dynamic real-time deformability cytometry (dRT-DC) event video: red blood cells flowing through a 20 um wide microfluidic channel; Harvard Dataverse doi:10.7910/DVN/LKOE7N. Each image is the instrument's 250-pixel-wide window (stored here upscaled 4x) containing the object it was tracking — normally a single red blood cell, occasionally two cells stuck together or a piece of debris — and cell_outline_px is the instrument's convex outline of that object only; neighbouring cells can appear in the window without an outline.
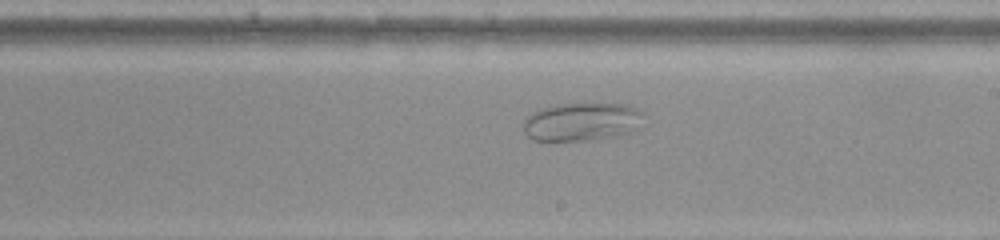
{"species": "common noctule bat (a hibernating species)", "species_latin": "Nyctalus noctula", "temperature_condition": "warm", "stored_images_in_passage": 43, "camera_frame_rate_fps": 3000, "um_per_image_px": 0.085, "animal": {"sex": "female", "body_mass_g": 22.0, "forearm_length_mm": 56.7}, "frame": {"image": 1, "passage_image": 21, "time_ms": 6.667, "image_size_px": [1000, 240], "cell_outline_px": [[640, 112], [636, 128], [620, 136], [584, 140], [532, 140], [524, 132], [524, 120], [532, 112], [540, 108], [560, 104], [628, 104], [636, 108]], "centroid_in_image_um": [49.38, 10.35], "position_along_channel_um": 239.6, "area_um2": 26.3}}
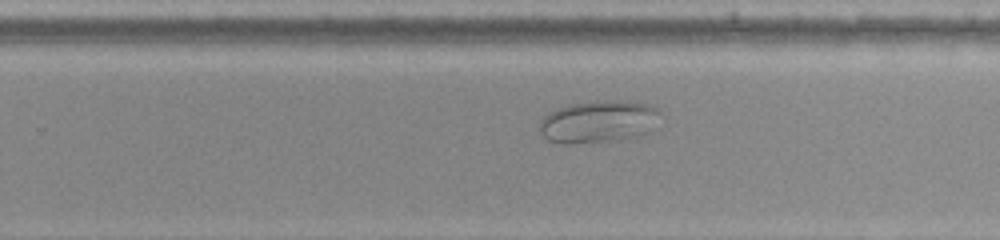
{"frame": {"image": 2, "passage_image": 24, "time_ms": 7.667, "image_size_px": [1000, 240], "cell_outline_px": [[660, 112], [644, 132], [636, 136], [616, 140], [568, 144], [564, 144], [548, 140], [540, 132], [540, 120], [548, 112], [556, 108], [568, 104], [608, 100], [648, 104], [656, 108]], "centroid_in_image_um": [50.74, 10.34], "position_along_channel_um": 279.1, "area_um2": 28.96}}
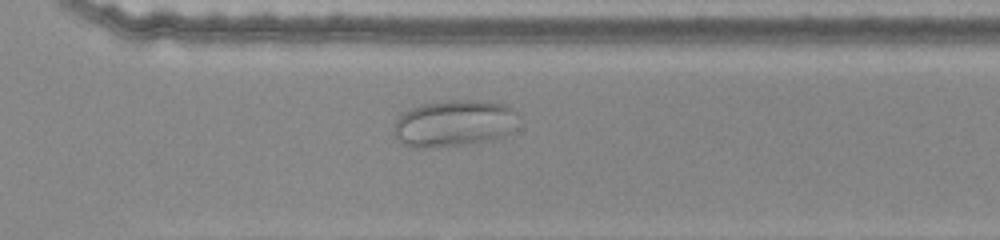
{"frame": {"image": 3, "passage_image": 28, "time_ms": 9.0, "image_size_px": [1000, 240], "cell_outline_px": [[516, 112], [512, 132], [504, 136], [464, 144], [436, 148], [412, 148], [404, 144], [392, 132], [392, 128], [396, 120], [404, 112], [412, 108], [424, 104], [452, 100], [476, 100], [500, 104], [512, 108]], "centroid_in_image_um": [38.53, 10.5], "position_along_channel_um": 332.1, "area_um2": 33.47}}